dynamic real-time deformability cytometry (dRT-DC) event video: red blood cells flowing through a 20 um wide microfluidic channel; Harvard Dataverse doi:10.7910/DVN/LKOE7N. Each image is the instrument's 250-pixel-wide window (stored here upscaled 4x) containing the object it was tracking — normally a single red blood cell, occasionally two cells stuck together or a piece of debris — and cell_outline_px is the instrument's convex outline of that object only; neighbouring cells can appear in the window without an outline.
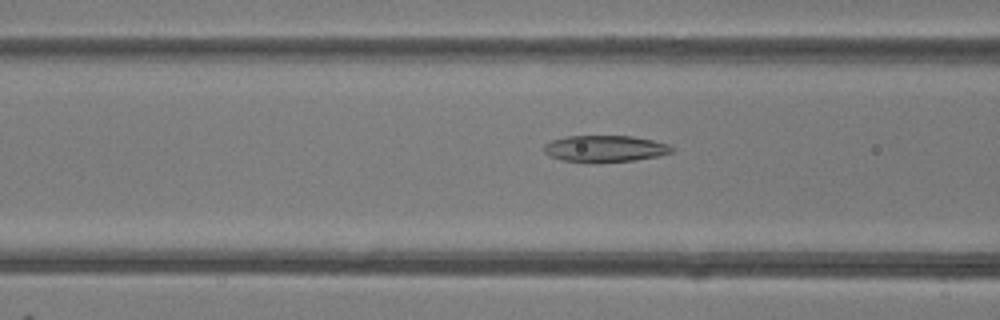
{"species": "common noctule bat (a hibernating species)", "species_latin": "Nyctalus noctula", "temperature_condition": "room temperature", "stored_images_in_passage": 27, "camera_frame_rate_fps": 3000, "um_per_image_px": 0.085, "animal": {"sex": "female"}, "frame": {"image": 1, "passage_image": 5, "time_ms": 1.333, "image_size_px": [1000, 320], "cell_outline_px": [[676, 148], [672, 152], [660, 156], [636, 160], [564, 160], [548, 156], [544, 152], [544, 144], [552, 140], [568, 136], [632, 136], [652, 140], [668, 144]], "centroid_in_image_um": [51.47, 12.6], "position_along_channel_um": 115.1, "area_um2": 19.19}}
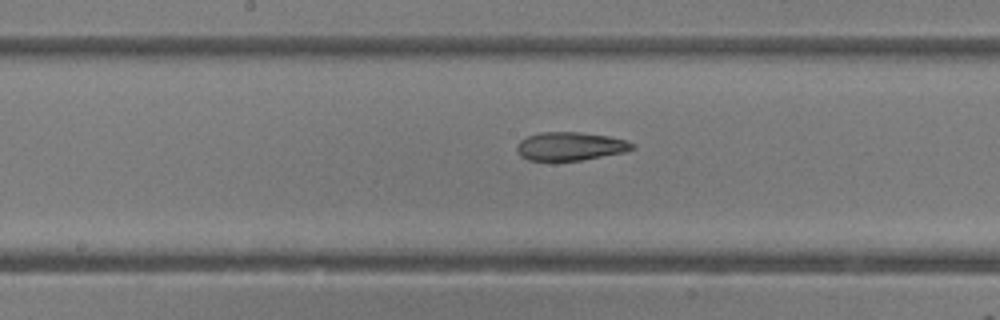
{"frame": {"image": 2, "passage_image": 11, "time_ms": 3.333, "image_size_px": [1000, 320], "cell_outline_px": [[636, 148], [624, 152], [580, 160], [528, 160], [520, 156], [516, 148], [516, 144], [520, 140], [528, 136], [540, 132], [580, 132], [608, 136], [628, 140], [636, 144]], "centroid_in_image_um": [48.49, 12.42], "position_along_channel_um": 199.7, "area_um2": 19.13}}
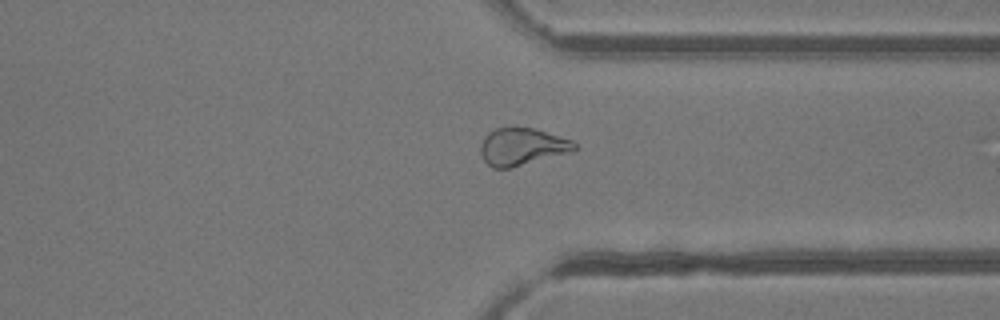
{"frame": {"image": 3, "passage_image": 23, "time_ms": 7.333, "image_size_px": [1000, 320], "cell_outline_px": [[580, 148], [572, 152], [512, 168], [492, 168], [484, 160], [480, 152], [480, 144], [484, 136], [488, 132], [496, 128], [532, 128], [572, 140]], "centroid_in_image_um": [44.38, 12.49], "position_along_channel_um": 367.0, "area_um2": 20.52}, "authors_computed_cell_mechanics": {"area_um2": 19.5364, "velocity_mm_per_s": 4.197, "shape_relaxation_time_tau1_ms": null, "shape_relaxation_time_tau2_ms": 2.3093, "deformation_change_tau1": null, "deformation_change_tau2": 0.1075}}